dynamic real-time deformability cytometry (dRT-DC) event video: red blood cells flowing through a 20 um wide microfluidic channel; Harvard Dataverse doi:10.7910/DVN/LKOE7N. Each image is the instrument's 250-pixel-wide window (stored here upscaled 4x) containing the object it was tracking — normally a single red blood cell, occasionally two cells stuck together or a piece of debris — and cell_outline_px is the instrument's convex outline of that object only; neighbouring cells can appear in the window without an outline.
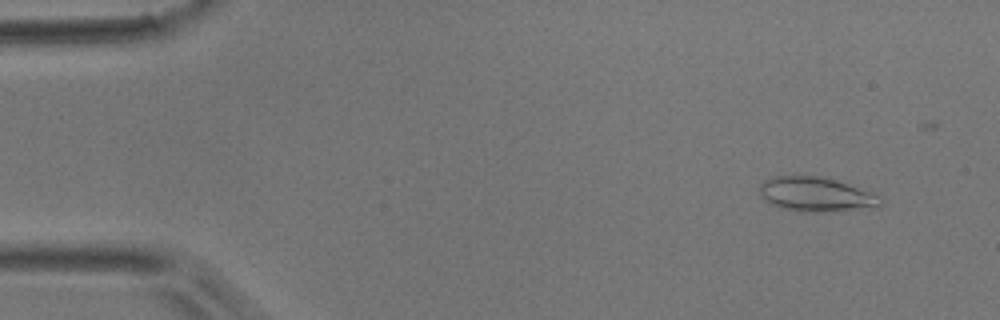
{"species": "common noctule bat (a hibernating species)", "species_latin": "Nyctalus noctula", "temperature_condition": "room temperature", "stored_images_in_passage": 50, "camera_frame_rate_fps": 3000, "um_per_image_px": 0.085, "animal": {"sex": "male", "body_mass_g": 17.9}, "frame": {"image": 1, "passage_image": 3, "time_ms": 0.667, "image_size_px": [1000, 320], "cell_outline_px": [[884, 204], [880, 208], [824, 212], [800, 212], [780, 208], [764, 200], [760, 196], [760, 184], [768, 176], [820, 176], [880, 196], [884, 200]], "centroid_in_image_um": [69.35, 16.56], "position_along_channel_um": 15.6, "area_um2": 24.45}}
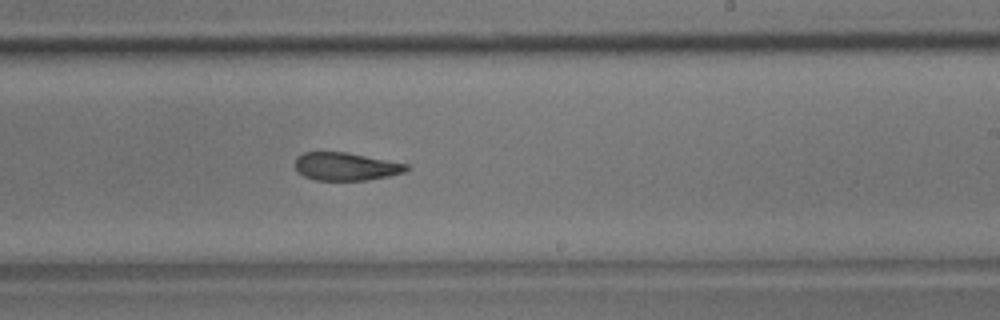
{"frame": {"image": 2, "passage_image": 29, "time_ms": 9.333, "image_size_px": [1000, 320], "cell_outline_px": [[408, 168], [404, 172], [388, 176], [368, 180], [316, 180], [304, 176], [296, 168], [296, 156], [304, 152], [348, 152], [408, 164]], "centroid_in_image_um": [29.4, 14.14], "position_along_channel_um": 259.6, "area_um2": 18.03}}
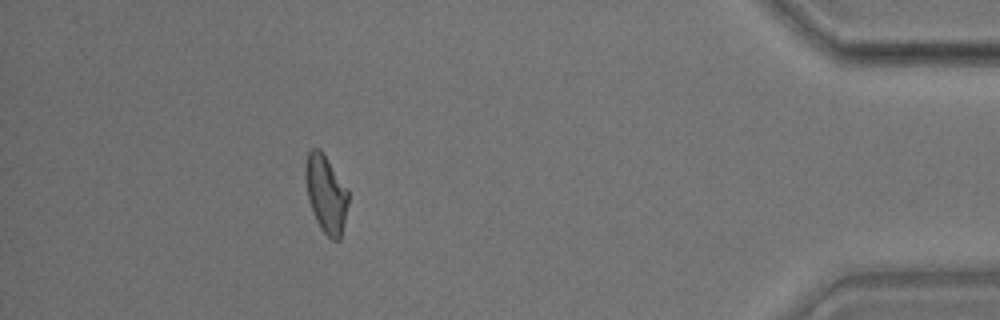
{"frame": {"image": 3, "passage_image": 44, "time_ms": 14.333, "image_size_px": [1000, 320], "cell_outline_px": [[348, 204], [340, 240], [332, 240], [320, 228], [312, 212], [308, 200], [304, 176], [304, 168], [308, 152], [312, 148], [320, 148], [348, 188]], "centroid_in_image_um": [27.69, 16.46], "position_along_channel_um": 407.5, "area_um2": 19.59}}